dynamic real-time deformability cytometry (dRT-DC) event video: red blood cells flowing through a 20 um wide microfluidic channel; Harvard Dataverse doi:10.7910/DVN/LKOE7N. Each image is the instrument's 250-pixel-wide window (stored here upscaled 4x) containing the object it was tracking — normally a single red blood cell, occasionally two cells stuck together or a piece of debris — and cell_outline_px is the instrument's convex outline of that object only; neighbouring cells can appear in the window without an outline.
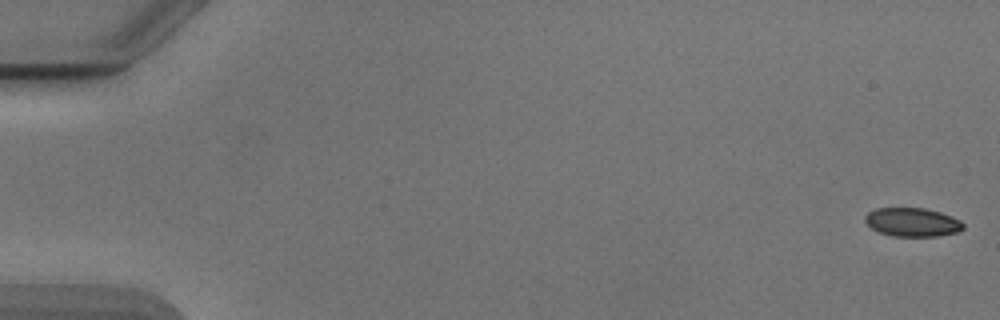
{"species": "Egyptian fruit bat (a non-hibernating species)", "species_latin": "Rousettus aegyptiacus", "temperature_condition": "cold", "stored_images_in_passage": 19, "camera_frame_rate_fps": 3000, "um_per_image_px": 0.085, "animal": {"sex": "male"}, "frame": {"image": 1, "passage_image": 1, "time_ms": 0.0, "image_size_px": [1000, 320], "cell_outline_px": [[964, 228], [956, 232], [936, 236], [896, 236], [880, 232], [872, 228], [864, 220], [864, 216], [868, 212], [876, 208], [924, 208], [940, 212], [960, 220], [964, 224]], "centroid_in_image_um": [77.54, 18.87], "position_along_channel_um": 7.5, "area_um2": 16.24}}
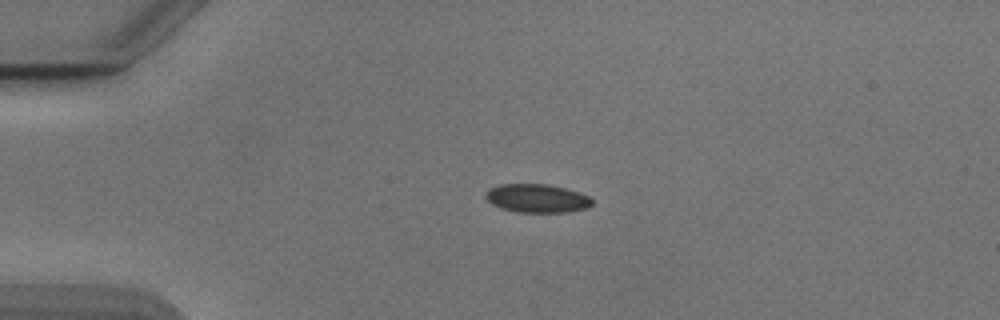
{"frame": {"image": 2, "passage_image": 13, "time_ms": 4.0, "image_size_px": [1000, 320], "cell_outline_px": [[592, 204], [588, 208], [568, 212], [516, 212], [500, 208], [492, 204], [484, 196], [488, 188], [500, 184], [548, 184], [580, 192], [588, 196], [592, 200]], "centroid_in_image_um": [45.63, 16.86], "position_along_channel_um": 39.4, "area_um2": 17.8}}